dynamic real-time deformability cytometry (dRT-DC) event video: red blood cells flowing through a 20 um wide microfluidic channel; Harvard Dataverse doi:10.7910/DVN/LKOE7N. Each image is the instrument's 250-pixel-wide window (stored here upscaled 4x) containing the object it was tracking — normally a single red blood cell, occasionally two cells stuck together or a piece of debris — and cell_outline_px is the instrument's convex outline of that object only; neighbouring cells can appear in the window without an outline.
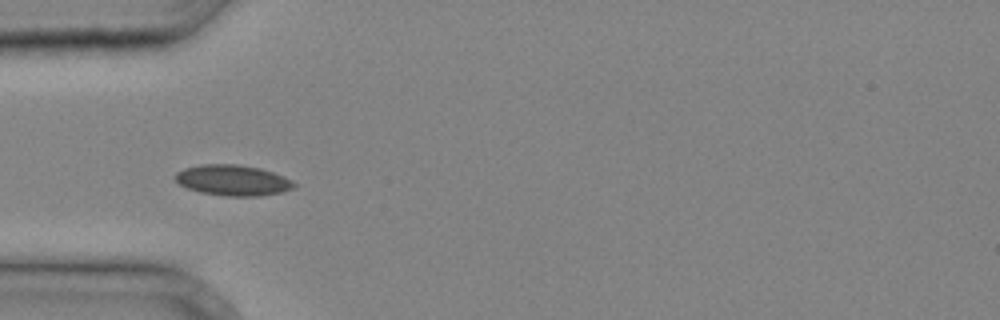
{"species": "common noctule bat (a hibernating species)", "species_latin": "Nyctalus noctula", "temperature_condition": "cold", "stored_images_in_passage": 26, "camera_frame_rate_fps": 3000, "um_per_image_px": 0.085, "animal": {"sex": "male", "body_mass_g": 20.4}, "frame": {"image": 1, "passage_image": 1, "time_ms": 0.0, "image_size_px": [1000, 320], "cell_outline_px": [[296, 184], [292, 188], [280, 192], [260, 196], [224, 196], [200, 192], [188, 188], [180, 184], [172, 176], [176, 172], [184, 168], [200, 164], [236, 164], [260, 168], [284, 176], [292, 180]], "centroid_in_image_um": [19.76, 15.31], "position_along_channel_um": 65.2, "area_um2": 21.27}}
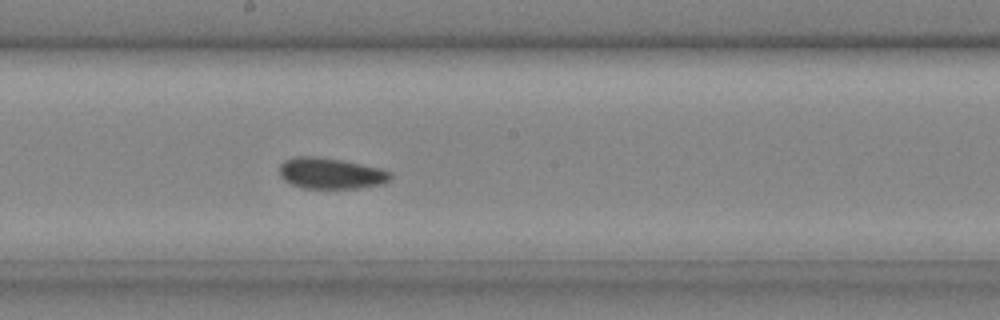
{"frame": {"image": 2, "passage_image": 10, "time_ms": 3.0, "image_size_px": [1000, 320], "cell_outline_px": [[392, 176], [384, 184], [356, 188], [300, 188], [284, 180], [280, 176], [280, 164], [284, 160], [296, 156], [320, 156], [344, 160], [380, 168], [392, 172]], "centroid_in_image_um": [28.11, 14.72], "position_along_channel_um": 220.1, "area_um2": 20.29}}
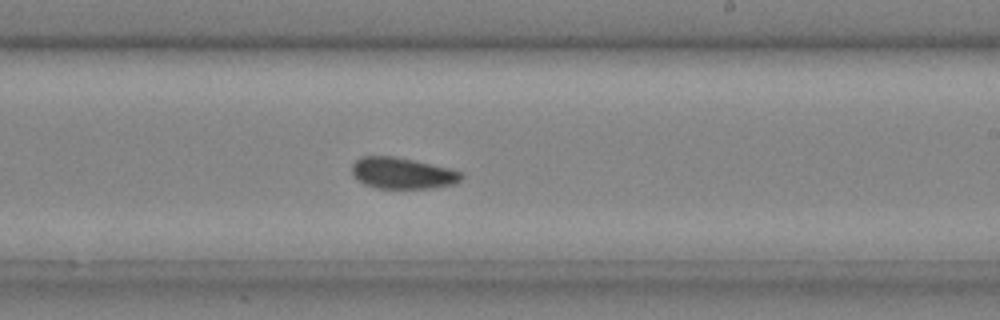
{"frame": {"image": 3, "passage_image": 12, "time_ms": 3.667, "image_size_px": [1000, 320], "cell_outline_px": [[464, 176], [456, 184], [432, 188], [376, 188], [364, 184], [352, 172], [352, 164], [360, 156], [396, 156], [452, 168], [460, 172]], "centroid_in_image_um": [34.24, 14.71], "position_along_channel_um": 254.8, "area_um2": 20.06}}